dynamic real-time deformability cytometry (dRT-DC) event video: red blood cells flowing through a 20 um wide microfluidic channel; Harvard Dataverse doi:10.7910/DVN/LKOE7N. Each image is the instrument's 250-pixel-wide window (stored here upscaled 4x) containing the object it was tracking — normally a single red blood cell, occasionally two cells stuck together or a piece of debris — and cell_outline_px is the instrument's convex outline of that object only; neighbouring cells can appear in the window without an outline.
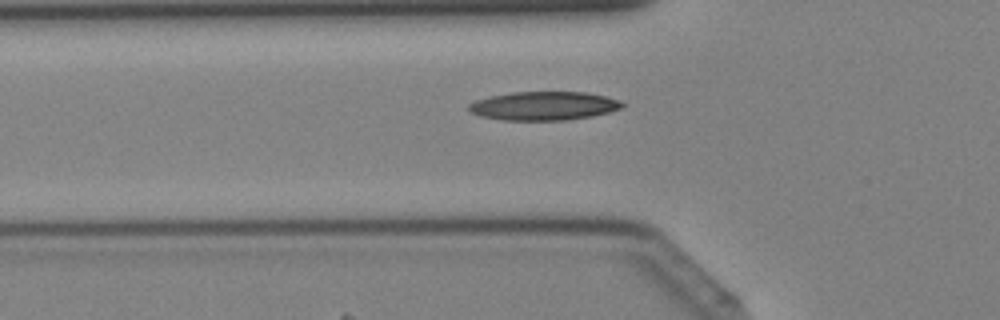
{"species": "Egyptian fruit bat (a non-hibernating species)", "species_latin": "Rousettus aegyptiacus", "temperature_condition": "cold", "stored_images_in_passage": 34, "camera_frame_rate_fps": 3000, "um_per_image_px": 0.085, "animal": {"sex": "female"}, "frame": {"image": 1, "passage_image": 7, "time_ms": 2.0, "image_size_px": [1000, 320], "cell_outline_px": [[624, 104], [620, 108], [608, 112], [592, 116], [568, 120], [500, 120], [480, 116], [468, 112], [468, 104], [476, 100], [492, 96], [512, 92], [584, 92], [604, 96], [620, 100]], "centroid_in_image_um": [46.18, 9.0], "position_along_channel_um": 79.6, "area_um2": 25.61}}
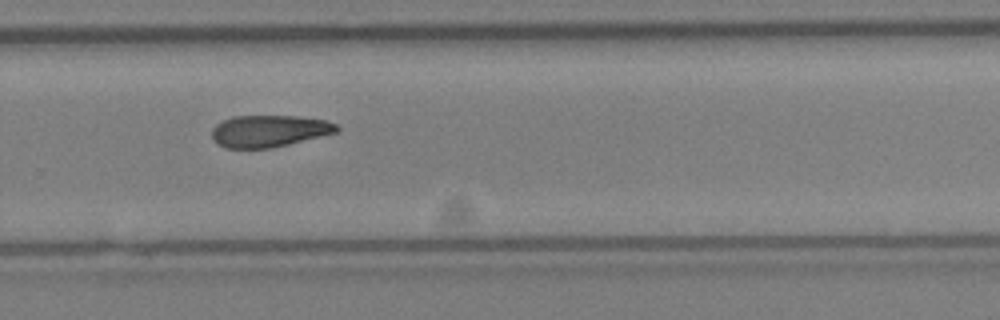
{"frame": {"image": 2, "passage_image": 21, "time_ms": 6.667, "image_size_px": [1000, 320], "cell_outline_px": [[340, 128], [336, 132], [272, 148], [224, 148], [216, 144], [212, 136], [212, 128], [216, 124], [232, 116], [300, 116], [324, 120], [336, 124]], "centroid_in_image_um": [22.83, 11.13], "position_along_channel_um": 307.0, "area_um2": 23.12}}
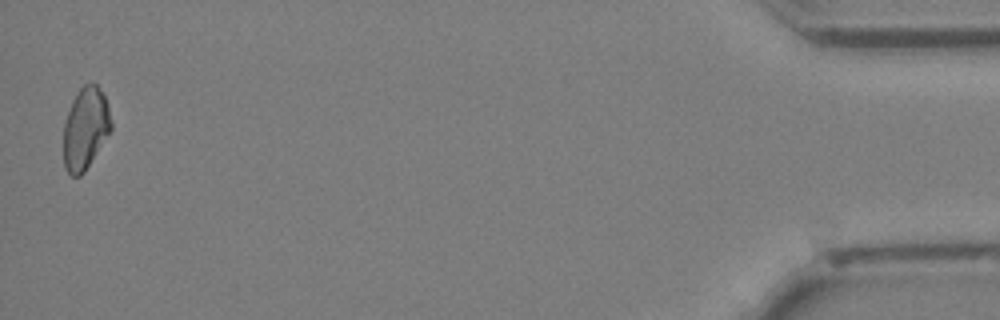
{"frame": {"image": 3, "passage_image": 34, "time_ms": 11.0, "image_size_px": [1000, 320], "cell_outline_px": [[112, 128], [84, 172], [80, 176], [72, 176], [64, 168], [64, 124], [72, 100], [76, 92], [84, 84], [96, 84], [104, 96], [108, 108], [112, 124]], "centroid_in_image_um": [7.24, 10.92], "position_along_channel_um": 428.0, "area_um2": 22.37}}